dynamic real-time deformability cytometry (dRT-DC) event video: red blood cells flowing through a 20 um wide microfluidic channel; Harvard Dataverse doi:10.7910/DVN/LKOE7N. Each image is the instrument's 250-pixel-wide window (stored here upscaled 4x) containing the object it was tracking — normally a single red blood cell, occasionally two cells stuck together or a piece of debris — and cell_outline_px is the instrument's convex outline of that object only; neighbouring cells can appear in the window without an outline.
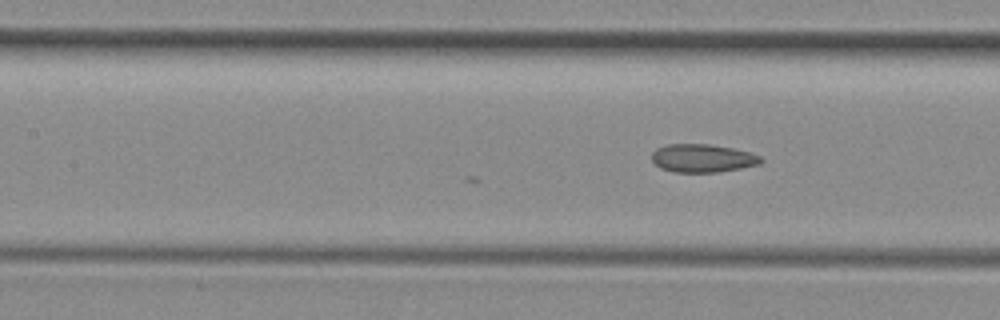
{"species": "common noctule bat (a hibernating species)", "species_latin": "Nyctalus noctula", "temperature_condition": "room temperature", "stored_images_in_passage": 13, "camera_frame_rate_fps": 3000, "um_per_image_px": 0.085, "animal": {"sex": "female", "body_mass_g": 29.2, "forearm_length_mm": 56.3}, "frame": {"image": 1, "passage_image": 13, "time_ms": 4.0, "image_size_px": [1000, 320], "cell_outline_px": [[764, 160], [760, 164], [720, 172], [672, 172], [660, 168], [652, 160], [652, 152], [656, 148], [668, 144], [708, 144], [732, 148], [748, 152], [760, 156]], "centroid_in_image_um": [59.7, 13.45], "position_along_channel_um": 147.7, "area_um2": 17.92}}